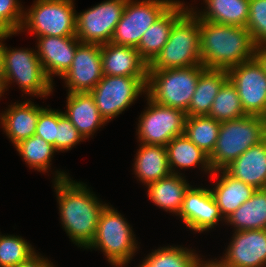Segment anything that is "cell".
I'll return each mask as SVG.
<instances>
[{"instance_id":"34","label":"cell","mask_w":266,"mask_h":267,"mask_svg":"<svg viewBox=\"0 0 266 267\" xmlns=\"http://www.w3.org/2000/svg\"><path fill=\"white\" fill-rule=\"evenodd\" d=\"M36 252L32 245L14 235H0V267H16Z\"/></svg>"},{"instance_id":"18","label":"cell","mask_w":266,"mask_h":267,"mask_svg":"<svg viewBox=\"0 0 266 267\" xmlns=\"http://www.w3.org/2000/svg\"><path fill=\"white\" fill-rule=\"evenodd\" d=\"M102 73L110 76H148V63L133 46L101 44Z\"/></svg>"},{"instance_id":"33","label":"cell","mask_w":266,"mask_h":267,"mask_svg":"<svg viewBox=\"0 0 266 267\" xmlns=\"http://www.w3.org/2000/svg\"><path fill=\"white\" fill-rule=\"evenodd\" d=\"M15 148L29 167L40 172L48 170L51 165V158L56 151L52 144L37 135L19 142Z\"/></svg>"},{"instance_id":"31","label":"cell","mask_w":266,"mask_h":267,"mask_svg":"<svg viewBox=\"0 0 266 267\" xmlns=\"http://www.w3.org/2000/svg\"><path fill=\"white\" fill-rule=\"evenodd\" d=\"M203 260L187 248L163 247L150 253L139 267H202Z\"/></svg>"},{"instance_id":"36","label":"cell","mask_w":266,"mask_h":267,"mask_svg":"<svg viewBox=\"0 0 266 267\" xmlns=\"http://www.w3.org/2000/svg\"><path fill=\"white\" fill-rule=\"evenodd\" d=\"M23 18L24 11L18 0H0V29L17 34Z\"/></svg>"},{"instance_id":"17","label":"cell","mask_w":266,"mask_h":267,"mask_svg":"<svg viewBox=\"0 0 266 267\" xmlns=\"http://www.w3.org/2000/svg\"><path fill=\"white\" fill-rule=\"evenodd\" d=\"M37 40V55L46 76L51 82V75L62 78L71 67L76 48L81 42L76 36H41Z\"/></svg>"},{"instance_id":"19","label":"cell","mask_w":266,"mask_h":267,"mask_svg":"<svg viewBox=\"0 0 266 267\" xmlns=\"http://www.w3.org/2000/svg\"><path fill=\"white\" fill-rule=\"evenodd\" d=\"M234 179L255 189L266 188V138L248 148L236 160L223 169Z\"/></svg>"},{"instance_id":"11","label":"cell","mask_w":266,"mask_h":267,"mask_svg":"<svg viewBox=\"0 0 266 267\" xmlns=\"http://www.w3.org/2000/svg\"><path fill=\"white\" fill-rule=\"evenodd\" d=\"M148 109L140 115V143L166 146L174 137L184 134L187 115L179 109L157 104L147 98Z\"/></svg>"},{"instance_id":"8","label":"cell","mask_w":266,"mask_h":267,"mask_svg":"<svg viewBox=\"0 0 266 267\" xmlns=\"http://www.w3.org/2000/svg\"><path fill=\"white\" fill-rule=\"evenodd\" d=\"M73 0H36L24 13L21 30L27 28L37 37L76 36V10Z\"/></svg>"},{"instance_id":"6","label":"cell","mask_w":266,"mask_h":267,"mask_svg":"<svg viewBox=\"0 0 266 267\" xmlns=\"http://www.w3.org/2000/svg\"><path fill=\"white\" fill-rule=\"evenodd\" d=\"M123 216L110 206L101 212L95 237L87 247L99 248L115 267L125 266L137 250L133 230Z\"/></svg>"},{"instance_id":"32","label":"cell","mask_w":266,"mask_h":267,"mask_svg":"<svg viewBox=\"0 0 266 267\" xmlns=\"http://www.w3.org/2000/svg\"><path fill=\"white\" fill-rule=\"evenodd\" d=\"M247 115L235 86L228 79L216 95L208 117L218 122L230 121Z\"/></svg>"},{"instance_id":"1","label":"cell","mask_w":266,"mask_h":267,"mask_svg":"<svg viewBox=\"0 0 266 267\" xmlns=\"http://www.w3.org/2000/svg\"><path fill=\"white\" fill-rule=\"evenodd\" d=\"M55 176L62 225L76 245L87 249L95 237L101 212L108 204H102L87 185L71 180L66 173L57 171Z\"/></svg>"},{"instance_id":"16","label":"cell","mask_w":266,"mask_h":267,"mask_svg":"<svg viewBox=\"0 0 266 267\" xmlns=\"http://www.w3.org/2000/svg\"><path fill=\"white\" fill-rule=\"evenodd\" d=\"M178 216L189 229L196 232L210 230L223 218L211 190L191 186L184 195Z\"/></svg>"},{"instance_id":"5","label":"cell","mask_w":266,"mask_h":267,"mask_svg":"<svg viewBox=\"0 0 266 267\" xmlns=\"http://www.w3.org/2000/svg\"><path fill=\"white\" fill-rule=\"evenodd\" d=\"M205 69L201 64L185 68L148 70L145 94L157 104L186 113L195 93L199 75Z\"/></svg>"},{"instance_id":"14","label":"cell","mask_w":266,"mask_h":267,"mask_svg":"<svg viewBox=\"0 0 266 267\" xmlns=\"http://www.w3.org/2000/svg\"><path fill=\"white\" fill-rule=\"evenodd\" d=\"M101 44L80 43L65 79L68 93L90 92L102 79Z\"/></svg>"},{"instance_id":"7","label":"cell","mask_w":266,"mask_h":267,"mask_svg":"<svg viewBox=\"0 0 266 267\" xmlns=\"http://www.w3.org/2000/svg\"><path fill=\"white\" fill-rule=\"evenodd\" d=\"M0 80L5 89L9 82H17L25 94L46 97L53 92V83L46 76L35 50L5 47Z\"/></svg>"},{"instance_id":"12","label":"cell","mask_w":266,"mask_h":267,"mask_svg":"<svg viewBox=\"0 0 266 267\" xmlns=\"http://www.w3.org/2000/svg\"><path fill=\"white\" fill-rule=\"evenodd\" d=\"M227 73L238 91L244 112L266 118V71L259 60L254 57L230 68Z\"/></svg>"},{"instance_id":"43","label":"cell","mask_w":266,"mask_h":267,"mask_svg":"<svg viewBox=\"0 0 266 267\" xmlns=\"http://www.w3.org/2000/svg\"><path fill=\"white\" fill-rule=\"evenodd\" d=\"M4 91H5L4 84L0 80V97H2V93H4Z\"/></svg>"},{"instance_id":"20","label":"cell","mask_w":266,"mask_h":267,"mask_svg":"<svg viewBox=\"0 0 266 267\" xmlns=\"http://www.w3.org/2000/svg\"><path fill=\"white\" fill-rule=\"evenodd\" d=\"M184 3H173L143 34L136 49L149 64L164 47L174 23L189 9Z\"/></svg>"},{"instance_id":"13","label":"cell","mask_w":266,"mask_h":267,"mask_svg":"<svg viewBox=\"0 0 266 267\" xmlns=\"http://www.w3.org/2000/svg\"><path fill=\"white\" fill-rule=\"evenodd\" d=\"M127 0H107L76 16V37L81 43H109Z\"/></svg>"},{"instance_id":"25","label":"cell","mask_w":266,"mask_h":267,"mask_svg":"<svg viewBox=\"0 0 266 267\" xmlns=\"http://www.w3.org/2000/svg\"><path fill=\"white\" fill-rule=\"evenodd\" d=\"M227 80V70L205 69L199 75L186 115L208 116L216 95Z\"/></svg>"},{"instance_id":"35","label":"cell","mask_w":266,"mask_h":267,"mask_svg":"<svg viewBox=\"0 0 266 267\" xmlns=\"http://www.w3.org/2000/svg\"><path fill=\"white\" fill-rule=\"evenodd\" d=\"M246 27L256 45L266 43V0H250Z\"/></svg>"},{"instance_id":"26","label":"cell","mask_w":266,"mask_h":267,"mask_svg":"<svg viewBox=\"0 0 266 267\" xmlns=\"http://www.w3.org/2000/svg\"><path fill=\"white\" fill-rule=\"evenodd\" d=\"M148 198L165 211L179 214L182 208L183 199L190 185L184 177L177 173H170L168 176L147 185Z\"/></svg>"},{"instance_id":"42","label":"cell","mask_w":266,"mask_h":267,"mask_svg":"<svg viewBox=\"0 0 266 267\" xmlns=\"http://www.w3.org/2000/svg\"><path fill=\"white\" fill-rule=\"evenodd\" d=\"M202 267H223L218 264L216 261H203Z\"/></svg>"},{"instance_id":"38","label":"cell","mask_w":266,"mask_h":267,"mask_svg":"<svg viewBox=\"0 0 266 267\" xmlns=\"http://www.w3.org/2000/svg\"><path fill=\"white\" fill-rule=\"evenodd\" d=\"M58 129V111L43 108L39 112L35 135L52 144L56 149V133Z\"/></svg>"},{"instance_id":"41","label":"cell","mask_w":266,"mask_h":267,"mask_svg":"<svg viewBox=\"0 0 266 267\" xmlns=\"http://www.w3.org/2000/svg\"><path fill=\"white\" fill-rule=\"evenodd\" d=\"M255 57L263 65V67H264V69L266 71V43L256 46Z\"/></svg>"},{"instance_id":"9","label":"cell","mask_w":266,"mask_h":267,"mask_svg":"<svg viewBox=\"0 0 266 267\" xmlns=\"http://www.w3.org/2000/svg\"><path fill=\"white\" fill-rule=\"evenodd\" d=\"M148 76L103 75L90 91L105 122L121 114L141 94L147 92Z\"/></svg>"},{"instance_id":"21","label":"cell","mask_w":266,"mask_h":267,"mask_svg":"<svg viewBox=\"0 0 266 267\" xmlns=\"http://www.w3.org/2000/svg\"><path fill=\"white\" fill-rule=\"evenodd\" d=\"M67 110L63 113L75 126L84 139L93 135L95 130L104 126L90 92H75L67 95Z\"/></svg>"},{"instance_id":"30","label":"cell","mask_w":266,"mask_h":267,"mask_svg":"<svg viewBox=\"0 0 266 267\" xmlns=\"http://www.w3.org/2000/svg\"><path fill=\"white\" fill-rule=\"evenodd\" d=\"M221 122L208 116H187L184 135L207 155L214 150Z\"/></svg>"},{"instance_id":"22","label":"cell","mask_w":266,"mask_h":267,"mask_svg":"<svg viewBox=\"0 0 266 267\" xmlns=\"http://www.w3.org/2000/svg\"><path fill=\"white\" fill-rule=\"evenodd\" d=\"M1 116V124L14 146L35 135L39 112L43 109L30 100L9 106Z\"/></svg>"},{"instance_id":"24","label":"cell","mask_w":266,"mask_h":267,"mask_svg":"<svg viewBox=\"0 0 266 267\" xmlns=\"http://www.w3.org/2000/svg\"><path fill=\"white\" fill-rule=\"evenodd\" d=\"M134 163L136 176L146 186L171 173L167 149L163 145L140 144Z\"/></svg>"},{"instance_id":"10","label":"cell","mask_w":266,"mask_h":267,"mask_svg":"<svg viewBox=\"0 0 266 267\" xmlns=\"http://www.w3.org/2000/svg\"><path fill=\"white\" fill-rule=\"evenodd\" d=\"M174 0H127L111 43L137 47L144 32L173 4Z\"/></svg>"},{"instance_id":"37","label":"cell","mask_w":266,"mask_h":267,"mask_svg":"<svg viewBox=\"0 0 266 267\" xmlns=\"http://www.w3.org/2000/svg\"><path fill=\"white\" fill-rule=\"evenodd\" d=\"M84 140L72 122L58 111V129L56 133V152L70 150L80 141Z\"/></svg>"},{"instance_id":"3","label":"cell","mask_w":266,"mask_h":267,"mask_svg":"<svg viewBox=\"0 0 266 267\" xmlns=\"http://www.w3.org/2000/svg\"><path fill=\"white\" fill-rule=\"evenodd\" d=\"M266 138V118L245 115L220 124L214 150L209 155L213 171L223 170L248 148Z\"/></svg>"},{"instance_id":"15","label":"cell","mask_w":266,"mask_h":267,"mask_svg":"<svg viewBox=\"0 0 266 267\" xmlns=\"http://www.w3.org/2000/svg\"><path fill=\"white\" fill-rule=\"evenodd\" d=\"M224 256L223 267H266V229L235 231Z\"/></svg>"},{"instance_id":"23","label":"cell","mask_w":266,"mask_h":267,"mask_svg":"<svg viewBox=\"0 0 266 267\" xmlns=\"http://www.w3.org/2000/svg\"><path fill=\"white\" fill-rule=\"evenodd\" d=\"M218 172L221 173L220 178H218L219 181L210 190L225 220L240 205L251 198L256 189L240 180L234 179L224 170L213 171L212 177L218 176Z\"/></svg>"},{"instance_id":"4","label":"cell","mask_w":266,"mask_h":267,"mask_svg":"<svg viewBox=\"0 0 266 267\" xmlns=\"http://www.w3.org/2000/svg\"><path fill=\"white\" fill-rule=\"evenodd\" d=\"M199 18L189 8L173 25L169 39L148 70H164L201 65Z\"/></svg>"},{"instance_id":"27","label":"cell","mask_w":266,"mask_h":267,"mask_svg":"<svg viewBox=\"0 0 266 267\" xmlns=\"http://www.w3.org/2000/svg\"><path fill=\"white\" fill-rule=\"evenodd\" d=\"M207 9L195 15L200 20L246 27L250 0H204Z\"/></svg>"},{"instance_id":"40","label":"cell","mask_w":266,"mask_h":267,"mask_svg":"<svg viewBox=\"0 0 266 267\" xmlns=\"http://www.w3.org/2000/svg\"><path fill=\"white\" fill-rule=\"evenodd\" d=\"M11 35H14V33L0 29V78L2 74V69H3V59H4V52H5V46L2 43V39H6L10 37Z\"/></svg>"},{"instance_id":"39","label":"cell","mask_w":266,"mask_h":267,"mask_svg":"<svg viewBox=\"0 0 266 267\" xmlns=\"http://www.w3.org/2000/svg\"><path fill=\"white\" fill-rule=\"evenodd\" d=\"M16 267H54L48 259L39 257L36 253Z\"/></svg>"},{"instance_id":"28","label":"cell","mask_w":266,"mask_h":267,"mask_svg":"<svg viewBox=\"0 0 266 267\" xmlns=\"http://www.w3.org/2000/svg\"><path fill=\"white\" fill-rule=\"evenodd\" d=\"M235 231L266 229V188L256 189L251 198L225 219Z\"/></svg>"},{"instance_id":"2","label":"cell","mask_w":266,"mask_h":267,"mask_svg":"<svg viewBox=\"0 0 266 267\" xmlns=\"http://www.w3.org/2000/svg\"><path fill=\"white\" fill-rule=\"evenodd\" d=\"M199 39L201 62L206 69L229 70L256 54L257 45L247 27L199 19Z\"/></svg>"},{"instance_id":"29","label":"cell","mask_w":266,"mask_h":267,"mask_svg":"<svg viewBox=\"0 0 266 267\" xmlns=\"http://www.w3.org/2000/svg\"><path fill=\"white\" fill-rule=\"evenodd\" d=\"M166 149L171 173H179L175 172L174 169L176 167H180L181 169L190 168L197 164H202L201 167L204 168V171H209L210 175L213 172L209 162V155L198 148L184 134L174 137L166 145Z\"/></svg>"}]
</instances>
